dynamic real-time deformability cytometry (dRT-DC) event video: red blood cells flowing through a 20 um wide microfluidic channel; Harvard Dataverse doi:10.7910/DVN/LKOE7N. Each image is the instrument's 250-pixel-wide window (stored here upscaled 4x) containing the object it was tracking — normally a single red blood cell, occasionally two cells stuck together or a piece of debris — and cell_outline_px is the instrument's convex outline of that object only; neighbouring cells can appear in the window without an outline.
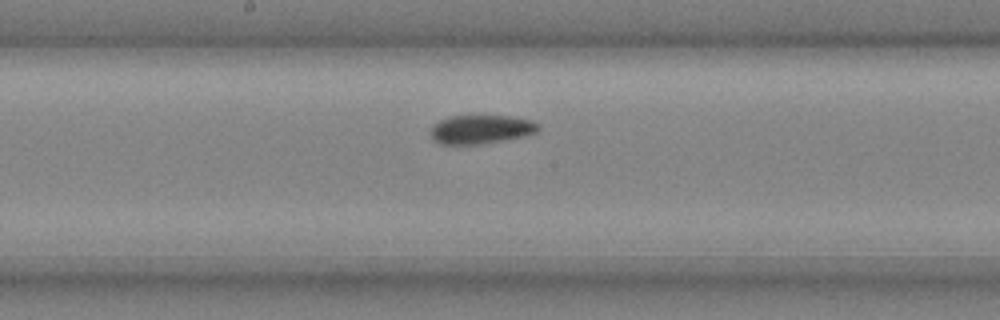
{"species": "common noctule bat (a hibernating species)", "species_latin": "Nyctalus noctula", "temperature_condition": "cold", "stored_images_in_passage": 9, "camera_frame_rate_fps": 3000, "um_per_image_px": 0.085, "animal": {"sex": "male", "body_mass_g": 20.4}, "frame": {"image": 1, "passage_image": 9, "time_ms": 2.667, "image_size_px": [1000, 320], "cell_outline_px": [[540, 128], [536, 132], [524, 136], [476, 144], [440, 144], [432, 136], [432, 124], [448, 116], [512, 116], [532, 120], [540, 124]], "centroid_in_image_um": [40.91, 10.97], "position_along_channel_um": 207.3, "area_um2": 17.86}}